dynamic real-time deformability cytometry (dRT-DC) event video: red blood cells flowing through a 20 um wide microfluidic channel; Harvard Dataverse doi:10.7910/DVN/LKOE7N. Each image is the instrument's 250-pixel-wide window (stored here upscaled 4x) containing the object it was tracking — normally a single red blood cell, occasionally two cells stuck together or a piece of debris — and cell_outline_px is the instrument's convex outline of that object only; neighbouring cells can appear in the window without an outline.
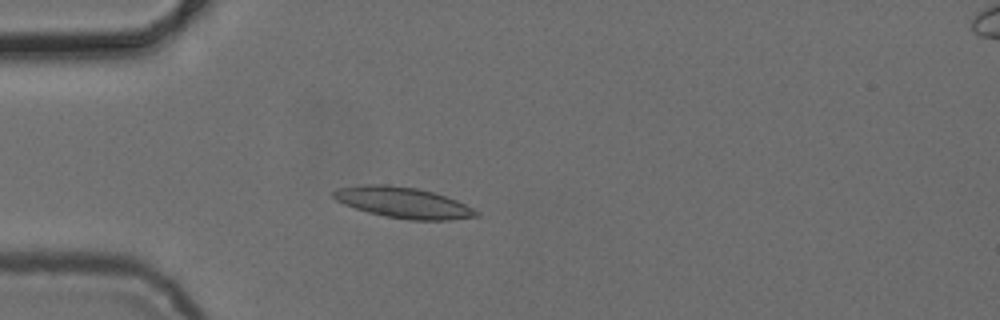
{"species": "common noctule bat (a hibernating species)", "species_latin": "Nyctalus noctula", "temperature_condition": "cold", "stored_images_in_passage": 5, "camera_frame_rate_fps": 3000, "um_per_image_px": 0.085, "animal": {"sex": "female", "body_mass_g": 24.6, "forearm_length_mm": 56.2}, "frame": {"image": 1, "passage_image": 5, "time_ms": 4.667, "image_size_px": [1000, 320], "cell_outline_px": [[480, 216], [452, 220], [408, 220], [368, 212], [344, 204], [336, 200], [332, 196], [332, 192], [336, 188], [360, 184], [388, 184], [416, 188], [432, 192], [456, 200], [480, 212]], "centroid_in_image_um": [34.25, 17.21], "position_along_channel_um": 50.7, "area_um2": 25.66}}